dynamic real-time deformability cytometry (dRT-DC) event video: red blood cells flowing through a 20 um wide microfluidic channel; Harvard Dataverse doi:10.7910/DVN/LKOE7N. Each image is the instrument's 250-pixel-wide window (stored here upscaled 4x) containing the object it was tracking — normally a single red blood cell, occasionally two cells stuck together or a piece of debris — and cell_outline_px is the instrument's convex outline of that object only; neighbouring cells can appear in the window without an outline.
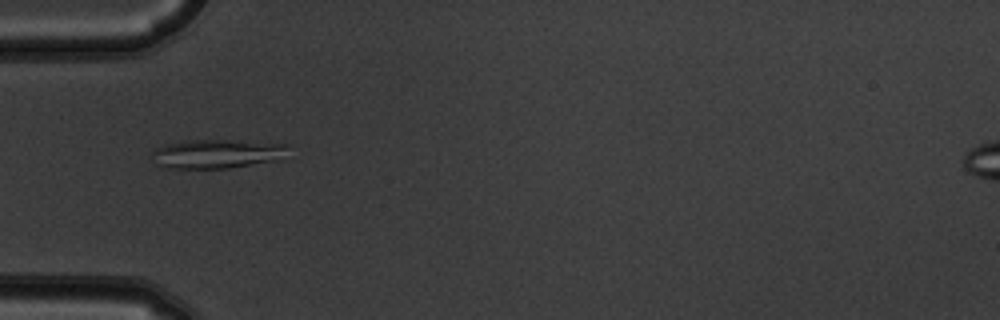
{"species": "common noctule bat (a hibernating species)", "species_latin": "Nyctalus noctula", "temperature_condition": "warm", "stored_images_in_passage": 4, "camera_frame_rate_fps": 3000, "um_per_image_px": 0.085, "animal": {"sex": "male", "body_mass_g": 19.5, "forearm_length_mm": 54.6}, "frame": {"image": 1, "passage_image": 2, "time_ms": 0.333, "image_size_px": [1000, 320], "cell_outline_px": [[288, 144], [284, 160], [228, 168], [168, 168], [156, 164], [152, 152], [156, 148], [168, 144], [184, 140], [228, 140]], "centroid_in_image_um": [18.49, 13.08], "position_along_channel_um": 66.5, "area_um2": 23.06}}
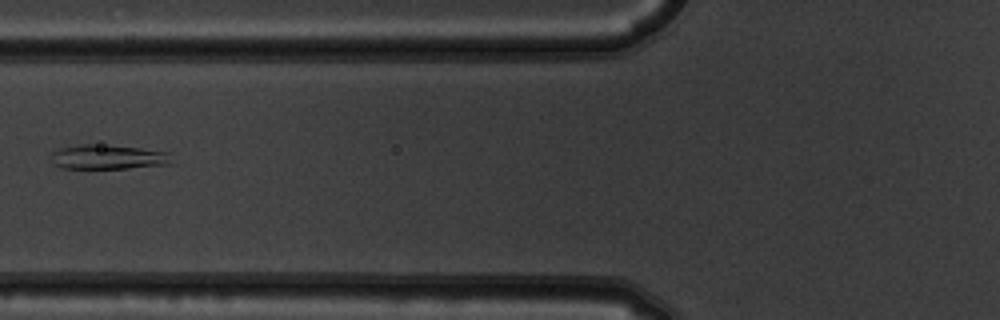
{"frame": {"image": 2, "passage_image": 3, "time_ms": 0.667, "image_size_px": [1000, 320], "cell_outline_px": [[168, 164], [128, 168], [60, 168], [52, 164], [52, 152], [60, 148], [84, 144], [92, 144], [140, 148], [168, 152]], "centroid_in_image_um": [9.09, 13.35], "position_along_channel_um": 116.7, "area_um2": 16.82}}